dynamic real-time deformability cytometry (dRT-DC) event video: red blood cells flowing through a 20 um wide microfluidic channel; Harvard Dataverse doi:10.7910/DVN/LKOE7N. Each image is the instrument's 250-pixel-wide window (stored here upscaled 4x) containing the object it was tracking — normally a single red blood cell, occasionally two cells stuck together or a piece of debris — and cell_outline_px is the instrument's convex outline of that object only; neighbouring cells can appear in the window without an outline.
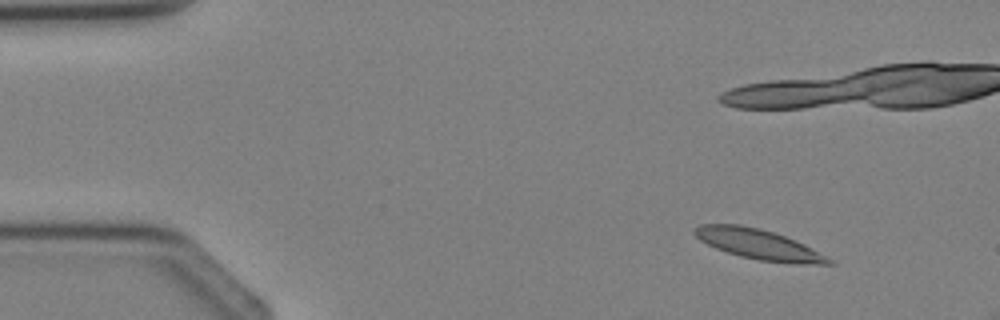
{"species": "Egyptian fruit bat (a non-hibernating species)", "species_latin": "Rousettus aegyptiacus", "temperature_condition": "cold", "stored_images_in_passage": 4, "camera_frame_rate_fps": 3000, "um_per_image_px": 0.085, "animal": {"sex": "female"}, "frame": {"image": 1, "passage_image": 2, "time_ms": 1.333, "image_size_px": [1000, 320], "cell_outline_px": [[836, 264], [796, 264], [760, 260], [740, 256], [716, 248], [700, 240], [692, 232], [692, 228], [700, 224], [740, 224], [760, 228], [784, 236], [804, 244], [828, 256]], "centroid_in_image_um": [64.48, 20.76], "position_along_channel_um": 20.5, "area_um2": 23.52}}